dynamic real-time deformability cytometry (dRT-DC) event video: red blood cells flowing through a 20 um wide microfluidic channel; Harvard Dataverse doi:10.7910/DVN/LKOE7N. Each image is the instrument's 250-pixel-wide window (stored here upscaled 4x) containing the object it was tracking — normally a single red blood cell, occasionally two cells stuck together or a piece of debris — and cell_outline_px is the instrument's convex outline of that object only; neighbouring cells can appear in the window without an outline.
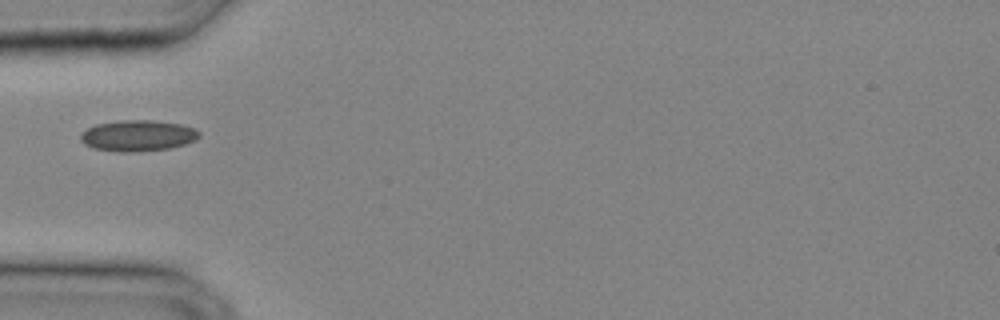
{"species": "common noctule bat (a hibernating species)", "species_latin": "Nyctalus noctula", "temperature_condition": "cold", "stored_images_in_passage": 16, "camera_frame_rate_fps": 3000, "um_per_image_px": 0.085, "animal": {"sex": "male", "body_mass_g": 20.4}, "frame": {"image": 1, "passage_image": 1, "time_ms": 0.0, "image_size_px": [1000, 320], "cell_outline_px": [[200, 136], [196, 140], [184, 144], [168, 148], [132, 152], [120, 152], [92, 148], [84, 144], [80, 140], [80, 136], [88, 128], [96, 124], [120, 120], [152, 120], [180, 124], [196, 128], [200, 132]], "centroid_in_image_um": [11.72, 11.52], "position_along_channel_um": 73.3, "area_um2": 21.44}}